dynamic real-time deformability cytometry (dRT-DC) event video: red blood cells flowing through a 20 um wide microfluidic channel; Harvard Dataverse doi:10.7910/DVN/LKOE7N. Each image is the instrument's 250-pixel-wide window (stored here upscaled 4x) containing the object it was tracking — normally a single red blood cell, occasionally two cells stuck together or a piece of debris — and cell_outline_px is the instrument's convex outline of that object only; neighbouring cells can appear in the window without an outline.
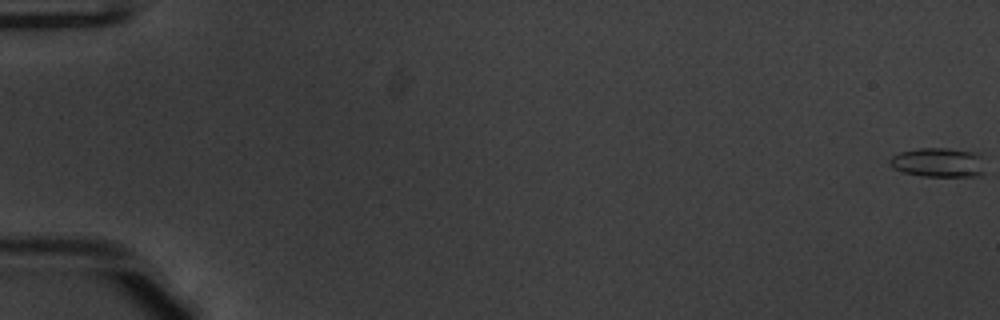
{"species": "common noctule bat (a hibernating species)", "species_latin": "Nyctalus noctula", "temperature_condition": "warm", "stored_images_in_passage": 53, "camera_frame_rate_fps": 3000, "um_per_image_px": 0.085, "animal": {"sex": "male", "body_mass_g": 20.1, "forearm_length_mm": 53.5}, "frame": {"image": 1, "passage_image": 1, "time_ms": 0.0, "image_size_px": [1000, 320], "cell_outline_px": [[984, 172], [980, 176], [920, 176], [904, 172], [892, 168], [888, 164], [888, 160], [892, 156], [900, 152], [920, 148], [948, 148], [976, 152], [980, 156]], "centroid_in_image_um": [79.72, 13.81], "position_along_channel_um": 5.3, "area_um2": 16.36}}
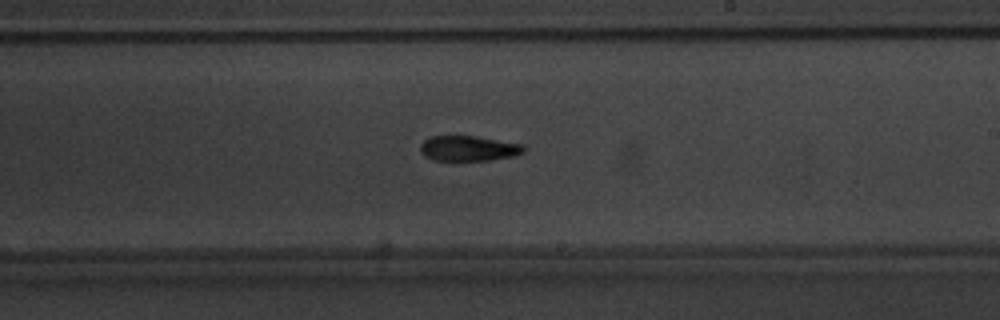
{"frame": {"image": 2, "passage_image": 33, "time_ms": 10.667, "image_size_px": [1000, 320], "cell_outline_px": [[524, 152], [512, 156], [488, 160], [452, 164], [432, 160], [424, 156], [420, 152], [420, 144], [424, 140], [432, 136], [476, 136], [524, 144]], "centroid_in_image_um": [39.75, 12.66], "position_along_channel_um": 249.2, "area_um2": 16.01}}
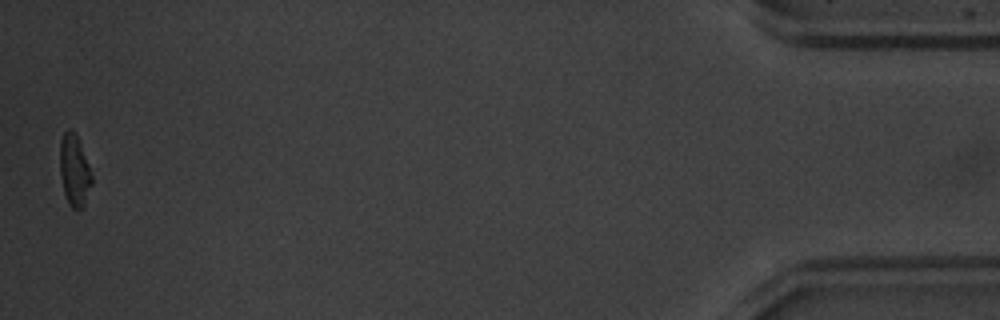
{"frame": {"image": 3, "passage_image": 53, "time_ms": 17.333, "image_size_px": [1000, 320], "cell_outline_px": [[92, 184], [84, 204], [80, 208], [72, 208], [68, 204], [64, 192], [60, 176], [60, 140], [64, 132], [68, 128], [72, 128], [76, 132], [88, 164], [92, 176]], "centroid_in_image_um": [6.31, 14.44], "position_along_channel_um": 428.9, "area_um2": 13.29}, "authors_computed_cell_mechanics": {"area_um2": 15.6638, "velocity_mm_per_s": 3.9567, "shape_relaxation_time_tau1_ms": 2.906, "shape_relaxation_time_tau2_ms": 7.3111, "deformation_change_tau1": 0.1488, "deformation_change_tau2": 0.201}}